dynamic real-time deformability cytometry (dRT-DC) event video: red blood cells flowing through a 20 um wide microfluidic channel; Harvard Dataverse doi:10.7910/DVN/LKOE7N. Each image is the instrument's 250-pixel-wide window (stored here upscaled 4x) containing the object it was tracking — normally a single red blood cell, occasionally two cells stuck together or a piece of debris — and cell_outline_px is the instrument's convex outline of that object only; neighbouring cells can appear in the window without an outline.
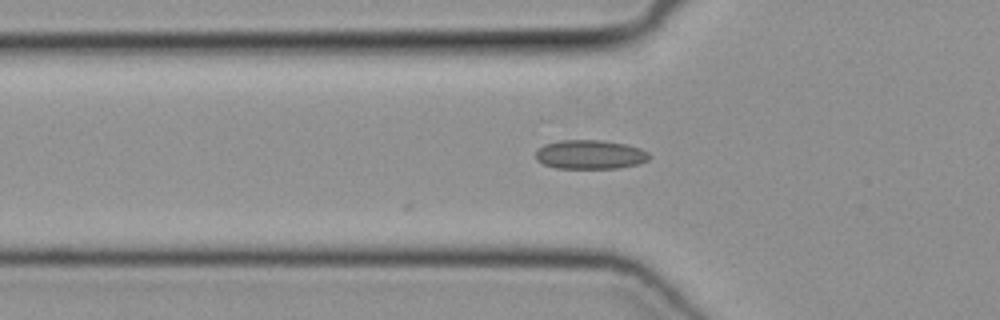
{"species": "common noctule bat (a hibernating species)", "species_latin": "Nyctalus noctula", "temperature_condition": "cold", "stored_images_in_passage": 45, "camera_frame_rate_fps": 3000, "um_per_image_px": 0.085, "animal": {"sex": "female", "body_mass_g": 19.3, "forearm_length_mm": 54.1}, "frame": {"image": 1, "passage_image": 15, "time_ms": 4.667, "image_size_px": [1000, 320], "cell_outline_px": [[652, 156], [648, 160], [636, 164], [620, 168], [556, 168], [544, 164], [536, 160], [536, 152], [544, 144], [560, 140], [600, 140], [624, 144], [640, 148], [648, 152]], "centroid_in_image_um": [50.16, 13.14], "position_along_channel_um": 75.6, "area_um2": 19.19}}
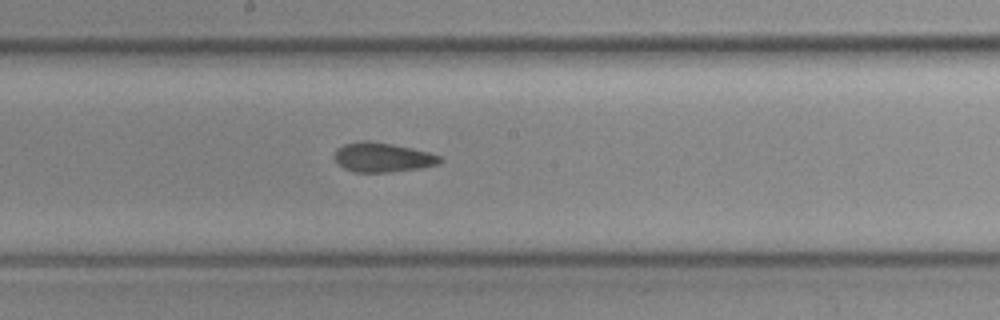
{"frame": {"image": 2, "passage_image": 25, "time_ms": 8.0, "image_size_px": [1000, 320], "cell_outline_px": [[440, 160], [436, 164], [420, 168], [388, 172], [352, 172], [344, 168], [336, 160], [336, 148], [344, 144], [364, 140], [368, 140], [392, 144], [412, 148], [428, 152], [440, 156]], "centroid_in_image_um": [32.49, 13.37], "position_along_channel_um": 215.7, "area_um2": 17.8}}
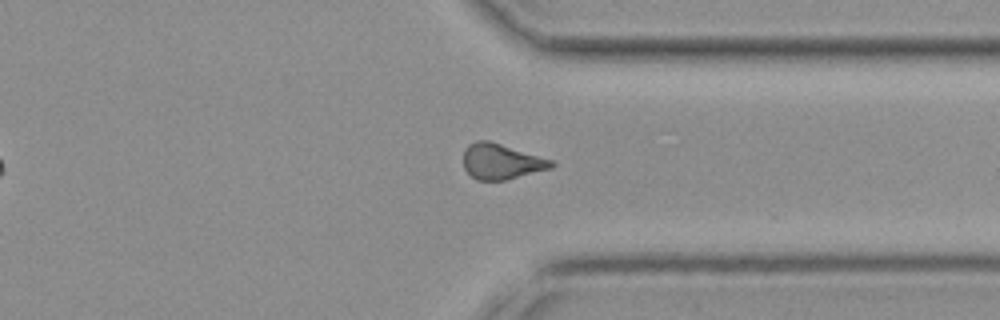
{"frame": {"image": 3, "passage_image": 36, "time_ms": 11.667, "image_size_px": [1000, 320], "cell_outline_px": [[556, 164], [552, 168], [508, 180], [476, 180], [464, 168], [464, 148], [468, 144], [476, 140], [488, 140], [552, 160]], "centroid_in_image_um": [42.61, 13.73], "position_along_channel_um": 368.8, "area_um2": 18.21}}